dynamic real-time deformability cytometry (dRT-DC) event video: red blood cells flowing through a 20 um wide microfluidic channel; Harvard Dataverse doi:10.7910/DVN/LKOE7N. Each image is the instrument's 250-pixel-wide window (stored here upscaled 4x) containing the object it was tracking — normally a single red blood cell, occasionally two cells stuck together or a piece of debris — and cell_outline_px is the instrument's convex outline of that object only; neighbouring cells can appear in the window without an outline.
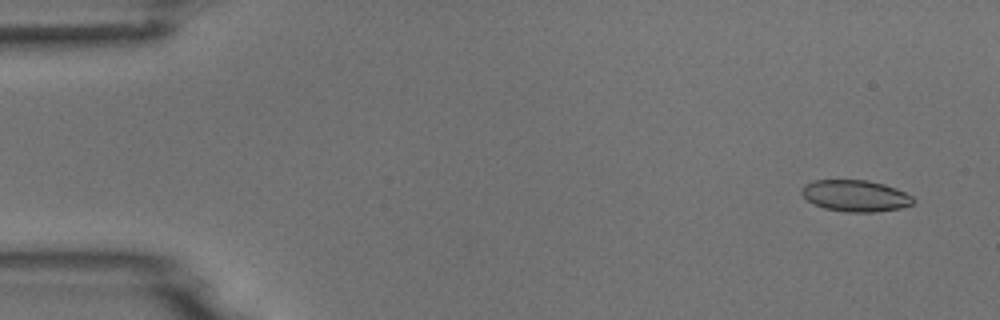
{"species": "common noctule bat (a hibernating species)", "species_latin": "Nyctalus noctula", "temperature_condition": "room temperature", "stored_images_in_passage": 14, "camera_frame_rate_fps": 3000, "um_per_image_px": 0.085, "animal": {"sex": "male", "body_mass_g": 18.8}, "frame": {"image": 1, "passage_image": 3, "time_ms": 0.667, "image_size_px": [1000, 320], "cell_outline_px": [[916, 200], [912, 204], [900, 208], [876, 212], [844, 212], [824, 208], [812, 204], [800, 192], [800, 188], [804, 184], [812, 180], [868, 180], [884, 184], [896, 188], [912, 196]], "centroid_in_image_um": [72.68, 16.64], "position_along_channel_um": 12.3, "area_um2": 20.69}}
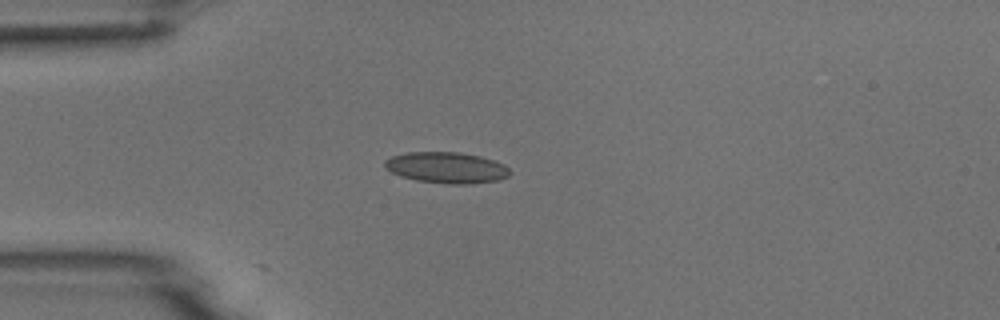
{"frame": {"image": 2, "passage_image": 14, "time_ms": 4.333, "image_size_px": [1000, 320], "cell_outline_px": [[512, 172], [508, 176], [500, 180], [472, 184], [448, 184], [416, 180], [400, 176], [384, 168], [384, 160], [392, 156], [408, 152], [460, 152], [480, 156], [504, 164]], "centroid_in_image_um": [37.96, 14.25], "position_along_channel_um": 47.0, "area_um2": 22.83}}